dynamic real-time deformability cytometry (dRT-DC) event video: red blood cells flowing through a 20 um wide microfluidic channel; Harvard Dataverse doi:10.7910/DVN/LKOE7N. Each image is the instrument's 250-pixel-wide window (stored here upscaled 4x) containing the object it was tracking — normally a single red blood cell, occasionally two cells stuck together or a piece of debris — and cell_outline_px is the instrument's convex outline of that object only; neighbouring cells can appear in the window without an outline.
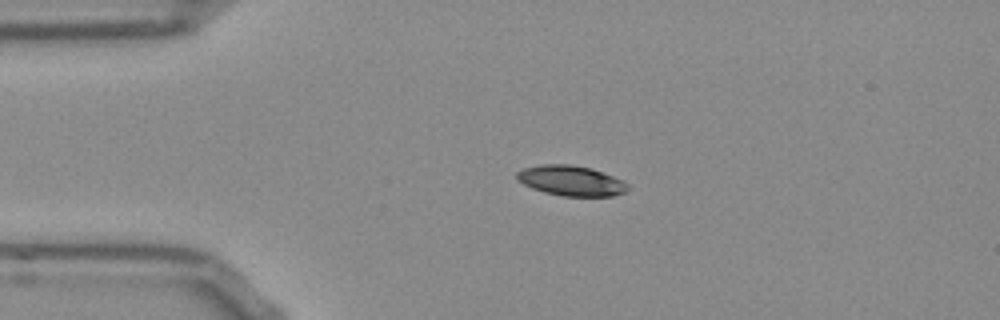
{"species": "Egyptian fruit bat (a non-hibernating species)", "species_latin": "Rousettus aegyptiacus", "temperature_condition": "room temperature", "stored_images_in_passage": 42, "camera_frame_rate_fps": 3000, "um_per_image_px": 0.085, "frame": {"image": 1, "passage_image": 1, "time_ms": 0.0, "image_size_px": [1000, 320], "cell_outline_px": [[628, 188], [624, 192], [612, 196], [564, 196], [544, 192], [532, 188], [516, 180], [516, 172], [524, 168], [540, 164], [572, 164], [592, 168], [624, 180], [628, 184]], "centroid_in_image_um": [48.53, 15.35], "position_along_channel_um": 36.5, "area_um2": 19.65}}
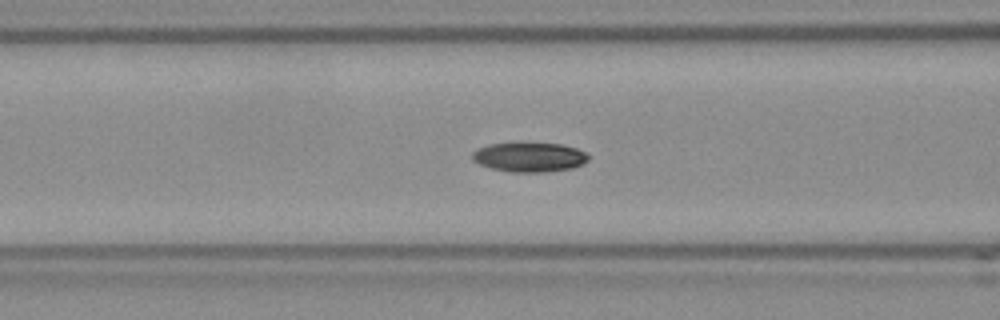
{"frame": {"image": 2, "passage_image": 10, "time_ms": 3.0, "image_size_px": [1000, 320], "cell_outline_px": [[588, 160], [584, 164], [572, 168], [544, 172], [512, 172], [492, 168], [480, 164], [472, 160], [472, 152], [476, 148], [488, 144], [560, 144], [576, 148], [588, 152]], "centroid_in_image_um": [45.01, 13.36], "position_along_channel_um": 121.6, "area_um2": 19.77}}
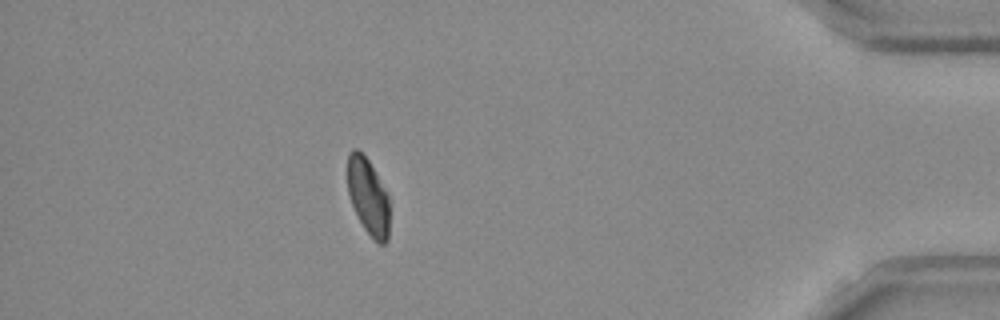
{"frame": {"image": 3, "passage_image": 36, "time_ms": 11.667, "image_size_px": [1000, 320], "cell_outline_px": [[388, 240], [384, 244], [380, 244], [372, 240], [364, 228], [352, 204], [348, 192], [348, 152], [352, 148], [356, 148], [368, 160], [388, 196]], "centroid_in_image_um": [31.28, 16.73], "position_along_channel_um": 403.9, "area_um2": 18.32}, "authors_computed_cell_mechanics": {"area_um2": 19.8543, "velocity_mm_per_s": 3.8379, "shape_relaxation_time_tau1_ms": 3.9429, "shape_relaxation_time_tau2_ms": null, "deformation_change_tau1": 0.1054, "deformation_change_tau2": null}}